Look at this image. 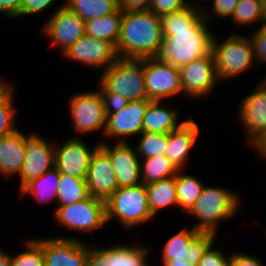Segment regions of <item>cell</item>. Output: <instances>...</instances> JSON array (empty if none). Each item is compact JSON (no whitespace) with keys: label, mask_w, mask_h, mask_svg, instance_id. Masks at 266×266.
<instances>
[{"label":"cell","mask_w":266,"mask_h":266,"mask_svg":"<svg viewBox=\"0 0 266 266\" xmlns=\"http://www.w3.org/2000/svg\"><path fill=\"white\" fill-rule=\"evenodd\" d=\"M54 147L37 133L26 135L25 161L19 174L20 190L31 180L55 167Z\"/></svg>","instance_id":"4fadbf2b"},{"label":"cell","mask_w":266,"mask_h":266,"mask_svg":"<svg viewBox=\"0 0 266 266\" xmlns=\"http://www.w3.org/2000/svg\"><path fill=\"white\" fill-rule=\"evenodd\" d=\"M26 153V134L20 130L0 138V173L5 177L20 174Z\"/></svg>","instance_id":"603a6c76"},{"label":"cell","mask_w":266,"mask_h":266,"mask_svg":"<svg viewBox=\"0 0 266 266\" xmlns=\"http://www.w3.org/2000/svg\"><path fill=\"white\" fill-rule=\"evenodd\" d=\"M71 120L77 134L99 131L104 133L106 112L99 89L76 94L69 102Z\"/></svg>","instance_id":"9c48e42d"},{"label":"cell","mask_w":266,"mask_h":266,"mask_svg":"<svg viewBox=\"0 0 266 266\" xmlns=\"http://www.w3.org/2000/svg\"><path fill=\"white\" fill-rule=\"evenodd\" d=\"M11 265H12V255L0 249V266H11Z\"/></svg>","instance_id":"bcb514c9"},{"label":"cell","mask_w":266,"mask_h":266,"mask_svg":"<svg viewBox=\"0 0 266 266\" xmlns=\"http://www.w3.org/2000/svg\"><path fill=\"white\" fill-rule=\"evenodd\" d=\"M161 101L152 100L143 117V132L168 134L178 129L186 120L178 122V110L163 105Z\"/></svg>","instance_id":"cb8c5ba5"},{"label":"cell","mask_w":266,"mask_h":266,"mask_svg":"<svg viewBox=\"0 0 266 266\" xmlns=\"http://www.w3.org/2000/svg\"><path fill=\"white\" fill-rule=\"evenodd\" d=\"M215 35L212 40V53L219 81L238 76L254 66V48L250 37L232 34L221 43Z\"/></svg>","instance_id":"8992f818"},{"label":"cell","mask_w":266,"mask_h":266,"mask_svg":"<svg viewBox=\"0 0 266 266\" xmlns=\"http://www.w3.org/2000/svg\"><path fill=\"white\" fill-rule=\"evenodd\" d=\"M198 124L189 118L178 129L168 133V144L165 156L178 170H183L187 163L189 151L199 136Z\"/></svg>","instance_id":"7402d4cb"},{"label":"cell","mask_w":266,"mask_h":266,"mask_svg":"<svg viewBox=\"0 0 266 266\" xmlns=\"http://www.w3.org/2000/svg\"><path fill=\"white\" fill-rule=\"evenodd\" d=\"M189 5L190 2H185V0H152L149 10L161 17L165 14L184 9Z\"/></svg>","instance_id":"74e56055"},{"label":"cell","mask_w":266,"mask_h":266,"mask_svg":"<svg viewBox=\"0 0 266 266\" xmlns=\"http://www.w3.org/2000/svg\"><path fill=\"white\" fill-rule=\"evenodd\" d=\"M240 200L239 194L230 189L205 185L187 214L198 220L193 226L197 231L217 235L218 223L234 217L240 207Z\"/></svg>","instance_id":"3957f363"},{"label":"cell","mask_w":266,"mask_h":266,"mask_svg":"<svg viewBox=\"0 0 266 266\" xmlns=\"http://www.w3.org/2000/svg\"><path fill=\"white\" fill-rule=\"evenodd\" d=\"M229 266H264L257 257L246 253H233L229 259Z\"/></svg>","instance_id":"b9f144b4"},{"label":"cell","mask_w":266,"mask_h":266,"mask_svg":"<svg viewBox=\"0 0 266 266\" xmlns=\"http://www.w3.org/2000/svg\"><path fill=\"white\" fill-rule=\"evenodd\" d=\"M55 0H21L19 16L36 14L54 3Z\"/></svg>","instance_id":"ab89813d"},{"label":"cell","mask_w":266,"mask_h":266,"mask_svg":"<svg viewBox=\"0 0 266 266\" xmlns=\"http://www.w3.org/2000/svg\"><path fill=\"white\" fill-rule=\"evenodd\" d=\"M206 11L203 6L191 3L160 17L163 41L157 57L161 61L180 68L212 51L211 15Z\"/></svg>","instance_id":"6da1fadb"},{"label":"cell","mask_w":266,"mask_h":266,"mask_svg":"<svg viewBox=\"0 0 266 266\" xmlns=\"http://www.w3.org/2000/svg\"><path fill=\"white\" fill-rule=\"evenodd\" d=\"M142 160L140 162L142 163L140 164L141 182L145 185L176 176L179 171L165 155Z\"/></svg>","instance_id":"f1b7e54d"},{"label":"cell","mask_w":266,"mask_h":266,"mask_svg":"<svg viewBox=\"0 0 266 266\" xmlns=\"http://www.w3.org/2000/svg\"><path fill=\"white\" fill-rule=\"evenodd\" d=\"M21 0H0V12L5 17L9 18H19Z\"/></svg>","instance_id":"ee69618b"},{"label":"cell","mask_w":266,"mask_h":266,"mask_svg":"<svg viewBox=\"0 0 266 266\" xmlns=\"http://www.w3.org/2000/svg\"><path fill=\"white\" fill-rule=\"evenodd\" d=\"M152 100L129 101L127 106L115 113H106L104 137H123L117 142H126L124 138L143 132V117Z\"/></svg>","instance_id":"ac0fdd59"},{"label":"cell","mask_w":266,"mask_h":266,"mask_svg":"<svg viewBox=\"0 0 266 266\" xmlns=\"http://www.w3.org/2000/svg\"><path fill=\"white\" fill-rule=\"evenodd\" d=\"M242 99L238 119L249 134V143L266 131V88L258 84Z\"/></svg>","instance_id":"44dd1931"},{"label":"cell","mask_w":266,"mask_h":266,"mask_svg":"<svg viewBox=\"0 0 266 266\" xmlns=\"http://www.w3.org/2000/svg\"><path fill=\"white\" fill-rule=\"evenodd\" d=\"M217 235L199 232L193 226L184 228L171 236L162 250V261H189L197 266L206 248L215 241Z\"/></svg>","instance_id":"ba28073f"},{"label":"cell","mask_w":266,"mask_h":266,"mask_svg":"<svg viewBox=\"0 0 266 266\" xmlns=\"http://www.w3.org/2000/svg\"><path fill=\"white\" fill-rule=\"evenodd\" d=\"M65 5L84 22L115 12L118 0H66Z\"/></svg>","instance_id":"83f0119b"},{"label":"cell","mask_w":266,"mask_h":266,"mask_svg":"<svg viewBox=\"0 0 266 266\" xmlns=\"http://www.w3.org/2000/svg\"><path fill=\"white\" fill-rule=\"evenodd\" d=\"M100 76L99 82L108 91L117 93L128 101L150 100L145 87L144 58H118Z\"/></svg>","instance_id":"5b68a950"},{"label":"cell","mask_w":266,"mask_h":266,"mask_svg":"<svg viewBox=\"0 0 266 266\" xmlns=\"http://www.w3.org/2000/svg\"><path fill=\"white\" fill-rule=\"evenodd\" d=\"M261 0H239L232 14V21L249 26L261 21Z\"/></svg>","instance_id":"e575fe53"},{"label":"cell","mask_w":266,"mask_h":266,"mask_svg":"<svg viewBox=\"0 0 266 266\" xmlns=\"http://www.w3.org/2000/svg\"><path fill=\"white\" fill-rule=\"evenodd\" d=\"M250 145L258 152V154H260L262 158H266V131L254 139Z\"/></svg>","instance_id":"f6af8a7d"},{"label":"cell","mask_w":266,"mask_h":266,"mask_svg":"<svg viewBox=\"0 0 266 266\" xmlns=\"http://www.w3.org/2000/svg\"><path fill=\"white\" fill-rule=\"evenodd\" d=\"M100 147L109 155L111 165L117 176L118 188L142 184L141 166L137 150L127 142H117L113 147L100 142Z\"/></svg>","instance_id":"e0dca14e"},{"label":"cell","mask_w":266,"mask_h":266,"mask_svg":"<svg viewBox=\"0 0 266 266\" xmlns=\"http://www.w3.org/2000/svg\"><path fill=\"white\" fill-rule=\"evenodd\" d=\"M213 246L214 242L206 248L197 266H229L230 256L223 254L220 249H214Z\"/></svg>","instance_id":"8d00e7d4"},{"label":"cell","mask_w":266,"mask_h":266,"mask_svg":"<svg viewBox=\"0 0 266 266\" xmlns=\"http://www.w3.org/2000/svg\"><path fill=\"white\" fill-rule=\"evenodd\" d=\"M97 84H99L98 89L102 96L106 113H115L127 106L129 101L126 98L108 91L100 82Z\"/></svg>","instance_id":"d590c367"},{"label":"cell","mask_w":266,"mask_h":266,"mask_svg":"<svg viewBox=\"0 0 266 266\" xmlns=\"http://www.w3.org/2000/svg\"><path fill=\"white\" fill-rule=\"evenodd\" d=\"M180 84L186 97L210 96L219 81L212 51L179 68Z\"/></svg>","instance_id":"8fae6325"},{"label":"cell","mask_w":266,"mask_h":266,"mask_svg":"<svg viewBox=\"0 0 266 266\" xmlns=\"http://www.w3.org/2000/svg\"><path fill=\"white\" fill-rule=\"evenodd\" d=\"M105 210L107 223L116 218L127 229L153 218L145 184L118 188L105 201Z\"/></svg>","instance_id":"277c9868"},{"label":"cell","mask_w":266,"mask_h":266,"mask_svg":"<svg viewBox=\"0 0 266 266\" xmlns=\"http://www.w3.org/2000/svg\"><path fill=\"white\" fill-rule=\"evenodd\" d=\"M262 3V10H261V26L266 27V0H261Z\"/></svg>","instance_id":"c3c4849f"},{"label":"cell","mask_w":266,"mask_h":266,"mask_svg":"<svg viewBox=\"0 0 266 266\" xmlns=\"http://www.w3.org/2000/svg\"><path fill=\"white\" fill-rule=\"evenodd\" d=\"M163 41L161 18L150 10L123 12L116 51L119 58L157 57Z\"/></svg>","instance_id":"7a4b0ae2"},{"label":"cell","mask_w":266,"mask_h":266,"mask_svg":"<svg viewBox=\"0 0 266 266\" xmlns=\"http://www.w3.org/2000/svg\"><path fill=\"white\" fill-rule=\"evenodd\" d=\"M86 245L76 237L43 238L44 266H86Z\"/></svg>","instance_id":"d6986e66"},{"label":"cell","mask_w":266,"mask_h":266,"mask_svg":"<svg viewBox=\"0 0 266 266\" xmlns=\"http://www.w3.org/2000/svg\"><path fill=\"white\" fill-rule=\"evenodd\" d=\"M150 248L113 244L108 248L88 246L86 266H150L145 260Z\"/></svg>","instance_id":"2e32d148"},{"label":"cell","mask_w":266,"mask_h":266,"mask_svg":"<svg viewBox=\"0 0 266 266\" xmlns=\"http://www.w3.org/2000/svg\"><path fill=\"white\" fill-rule=\"evenodd\" d=\"M254 48V59L257 66L266 63V27L261 26L250 35Z\"/></svg>","instance_id":"f35d334b"},{"label":"cell","mask_w":266,"mask_h":266,"mask_svg":"<svg viewBox=\"0 0 266 266\" xmlns=\"http://www.w3.org/2000/svg\"><path fill=\"white\" fill-rule=\"evenodd\" d=\"M62 55L69 61L80 62L90 68L102 67L103 71L119 58L112 43L86 34Z\"/></svg>","instance_id":"7c38bea8"},{"label":"cell","mask_w":266,"mask_h":266,"mask_svg":"<svg viewBox=\"0 0 266 266\" xmlns=\"http://www.w3.org/2000/svg\"><path fill=\"white\" fill-rule=\"evenodd\" d=\"M100 146L90 149L79 137H70L60 147L55 146V167L60 174L86 179L91 158Z\"/></svg>","instance_id":"9a60e30c"},{"label":"cell","mask_w":266,"mask_h":266,"mask_svg":"<svg viewBox=\"0 0 266 266\" xmlns=\"http://www.w3.org/2000/svg\"><path fill=\"white\" fill-rule=\"evenodd\" d=\"M182 172L183 170H179L176 175L177 199L180 210L187 213L198 199L204 185L196 177Z\"/></svg>","instance_id":"4dcf8cb0"},{"label":"cell","mask_w":266,"mask_h":266,"mask_svg":"<svg viewBox=\"0 0 266 266\" xmlns=\"http://www.w3.org/2000/svg\"><path fill=\"white\" fill-rule=\"evenodd\" d=\"M122 17L123 11L118 8L109 15L93 18L85 22V34L106 40L116 47L120 35Z\"/></svg>","instance_id":"484cf974"},{"label":"cell","mask_w":266,"mask_h":266,"mask_svg":"<svg viewBox=\"0 0 266 266\" xmlns=\"http://www.w3.org/2000/svg\"><path fill=\"white\" fill-rule=\"evenodd\" d=\"M145 87L150 100L162 101L178 93L183 94L180 70L158 57L144 58Z\"/></svg>","instance_id":"30bf717a"},{"label":"cell","mask_w":266,"mask_h":266,"mask_svg":"<svg viewBox=\"0 0 266 266\" xmlns=\"http://www.w3.org/2000/svg\"><path fill=\"white\" fill-rule=\"evenodd\" d=\"M61 174L56 167L48 170L42 176L28 182L19 192L31 195L39 203H49L54 198L57 200Z\"/></svg>","instance_id":"4316f807"},{"label":"cell","mask_w":266,"mask_h":266,"mask_svg":"<svg viewBox=\"0 0 266 266\" xmlns=\"http://www.w3.org/2000/svg\"><path fill=\"white\" fill-rule=\"evenodd\" d=\"M25 241L26 251L12 255L11 266H44L43 238Z\"/></svg>","instance_id":"836d02e7"},{"label":"cell","mask_w":266,"mask_h":266,"mask_svg":"<svg viewBox=\"0 0 266 266\" xmlns=\"http://www.w3.org/2000/svg\"><path fill=\"white\" fill-rule=\"evenodd\" d=\"M86 184L90 196L104 201L118 189L117 176L109 155L100 146L91 158Z\"/></svg>","instance_id":"ffe728a7"},{"label":"cell","mask_w":266,"mask_h":266,"mask_svg":"<svg viewBox=\"0 0 266 266\" xmlns=\"http://www.w3.org/2000/svg\"><path fill=\"white\" fill-rule=\"evenodd\" d=\"M14 85L0 80V138L13 133L18 128L13 107Z\"/></svg>","instance_id":"1f68e13d"},{"label":"cell","mask_w":266,"mask_h":266,"mask_svg":"<svg viewBox=\"0 0 266 266\" xmlns=\"http://www.w3.org/2000/svg\"><path fill=\"white\" fill-rule=\"evenodd\" d=\"M163 265L162 266H191L189 261H185V260H173V261H162Z\"/></svg>","instance_id":"7dc6e473"},{"label":"cell","mask_w":266,"mask_h":266,"mask_svg":"<svg viewBox=\"0 0 266 266\" xmlns=\"http://www.w3.org/2000/svg\"><path fill=\"white\" fill-rule=\"evenodd\" d=\"M152 0H118V7L123 12L149 10Z\"/></svg>","instance_id":"7bdbcfd3"},{"label":"cell","mask_w":266,"mask_h":266,"mask_svg":"<svg viewBox=\"0 0 266 266\" xmlns=\"http://www.w3.org/2000/svg\"><path fill=\"white\" fill-rule=\"evenodd\" d=\"M57 193V206H67L89 196L86 179L61 174Z\"/></svg>","instance_id":"f546056e"},{"label":"cell","mask_w":266,"mask_h":266,"mask_svg":"<svg viewBox=\"0 0 266 266\" xmlns=\"http://www.w3.org/2000/svg\"><path fill=\"white\" fill-rule=\"evenodd\" d=\"M206 1V0H205ZM212 1V15H216L215 17H228L232 16L235 7L238 4L239 0H209Z\"/></svg>","instance_id":"60d3db41"},{"label":"cell","mask_w":266,"mask_h":266,"mask_svg":"<svg viewBox=\"0 0 266 266\" xmlns=\"http://www.w3.org/2000/svg\"><path fill=\"white\" fill-rule=\"evenodd\" d=\"M54 219L67 229L74 231H90L100 229L106 225L105 201L88 196L79 202L67 206H57Z\"/></svg>","instance_id":"52a82bcc"},{"label":"cell","mask_w":266,"mask_h":266,"mask_svg":"<svg viewBox=\"0 0 266 266\" xmlns=\"http://www.w3.org/2000/svg\"><path fill=\"white\" fill-rule=\"evenodd\" d=\"M42 30L63 54L85 35V22L63 4L46 21Z\"/></svg>","instance_id":"5bb4252c"},{"label":"cell","mask_w":266,"mask_h":266,"mask_svg":"<svg viewBox=\"0 0 266 266\" xmlns=\"http://www.w3.org/2000/svg\"><path fill=\"white\" fill-rule=\"evenodd\" d=\"M136 148L142 159L165 155L168 144V134L142 132Z\"/></svg>","instance_id":"d6a6232c"},{"label":"cell","mask_w":266,"mask_h":266,"mask_svg":"<svg viewBox=\"0 0 266 266\" xmlns=\"http://www.w3.org/2000/svg\"><path fill=\"white\" fill-rule=\"evenodd\" d=\"M149 207L153 217L168 206H178L176 176L146 185Z\"/></svg>","instance_id":"d4e9b609"}]
</instances>
